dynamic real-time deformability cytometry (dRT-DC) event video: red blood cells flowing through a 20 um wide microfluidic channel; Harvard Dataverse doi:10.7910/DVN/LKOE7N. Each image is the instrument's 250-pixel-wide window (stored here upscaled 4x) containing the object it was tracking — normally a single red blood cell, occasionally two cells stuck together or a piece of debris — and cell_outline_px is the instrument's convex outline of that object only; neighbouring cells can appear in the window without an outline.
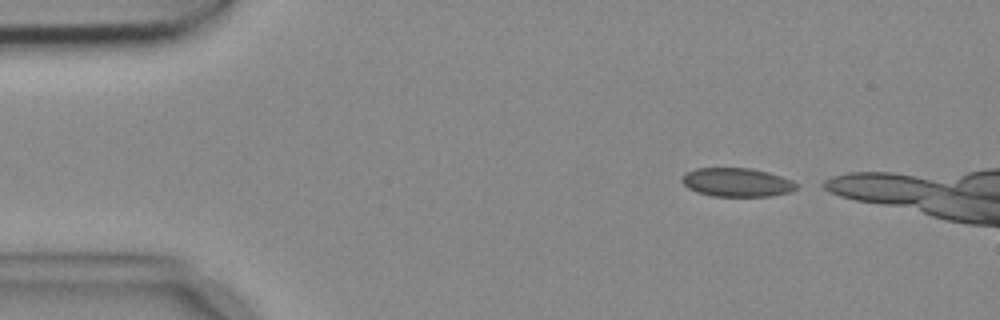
{"species": "common noctule bat (a hibernating species)", "species_latin": "Nyctalus noctula", "temperature_condition": "cold", "stored_images_in_passage": 5, "camera_frame_rate_fps": 3000, "um_per_image_px": 0.085, "animal": {"sex": "female", "body_mass_g": 18.4}, "frame": {"image": 1, "passage_image": 1, "time_ms": 0.0, "image_size_px": [1000, 320], "cell_outline_px": [[800, 184], [796, 188], [788, 192], [772, 196], [712, 196], [696, 192], [688, 188], [680, 180], [680, 176], [696, 168], [752, 168], [768, 172], [792, 180]], "centroid_in_image_um": [62.62, 15.5], "position_along_channel_um": 22.4, "area_um2": 19.25}}